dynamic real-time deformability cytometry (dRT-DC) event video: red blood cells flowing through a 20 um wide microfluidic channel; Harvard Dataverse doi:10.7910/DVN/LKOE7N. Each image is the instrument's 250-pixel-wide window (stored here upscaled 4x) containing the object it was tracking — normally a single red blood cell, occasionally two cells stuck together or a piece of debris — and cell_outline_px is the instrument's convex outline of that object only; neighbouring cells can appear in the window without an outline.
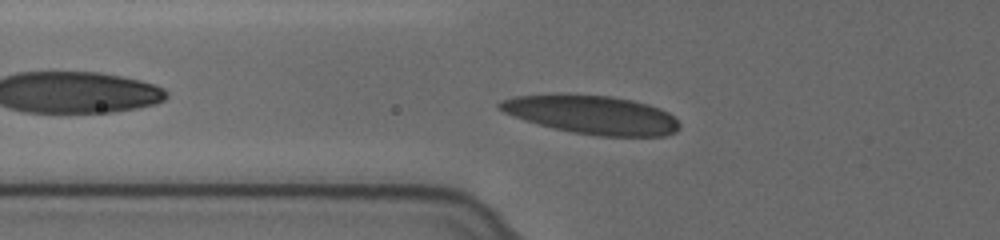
{"species": "human", "species_latin": "Homo sapiens", "temperature_condition": "cold", "stored_images_in_passage": 49, "camera_frame_rate_fps": 3000, "um_per_image_px": 0.085, "donor": {"sex": "female"}, "frame": {"image": 1, "passage_image": 13, "time_ms": 4.0, "image_size_px": [1000, 240], "cell_outline_px": [[680, 128], [676, 132], [664, 136], [600, 136], [572, 132], [552, 128], [524, 120], [504, 112], [496, 108], [496, 104], [500, 100], [516, 96], [552, 92], [560, 92], [612, 96], [632, 100], [648, 104], [660, 108], [668, 112], [680, 124]], "centroid_in_image_um": [50.25, 9.72], "position_along_channel_um": 75.5, "area_um2": 41.27}}
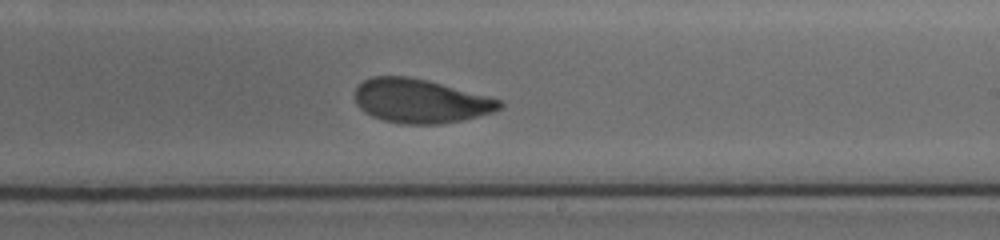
{"frame": {"image": 2, "passage_image": 28, "time_ms": 9.0, "image_size_px": [1000, 240], "cell_outline_px": [[504, 104], [500, 108], [492, 112], [464, 120], [440, 124], [400, 124], [384, 120], [372, 116], [364, 112], [356, 104], [356, 88], [364, 80], [372, 76], [408, 76], [428, 80], [488, 96], [500, 100]], "centroid_in_image_um": [35.73, 8.59], "position_along_channel_um": 253.3, "area_um2": 37.05}}
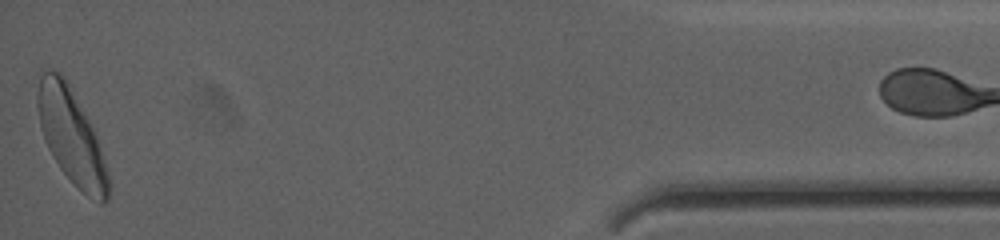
{"frame": {"image": 3, "passage_image": 48, "time_ms": 15.667, "image_size_px": [1000, 240], "cell_outline_px": [[112, 188], [108, 200], [104, 204], [100, 204], [80, 192], [60, 168], [48, 148], [44, 140], [40, 128], [36, 104], [36, 96], [40, 76], [44, 72], [60, 72], [68, 84], [96, 132], [112, 184]], "centroid_in_image_um": [6.11, 11.7], "position_along_channel_um": 429.1, "area_um2": 39.48}}